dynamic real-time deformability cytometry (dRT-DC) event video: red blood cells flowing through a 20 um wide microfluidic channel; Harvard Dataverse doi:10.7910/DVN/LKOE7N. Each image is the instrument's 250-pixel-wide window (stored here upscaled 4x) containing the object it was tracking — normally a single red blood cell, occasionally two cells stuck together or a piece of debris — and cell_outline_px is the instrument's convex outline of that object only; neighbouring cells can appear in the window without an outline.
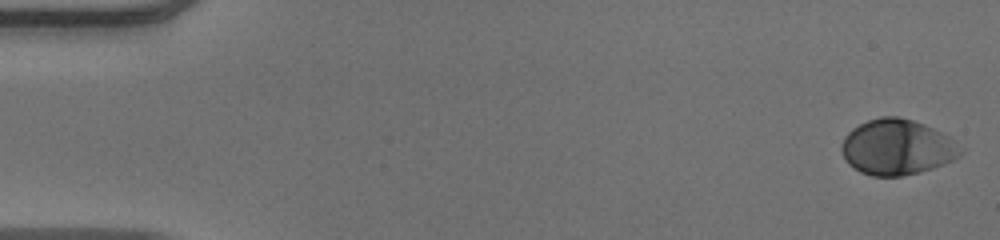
{"species": "human", "species_latin": "Homo sapiens", "temperature_condition": "warm", "stored_images_in_passage": 52, "camera_frame_rate_fps": 3000, "um_per_image_px": 0.085, "donor": {"sex": "male"}, "frame": {"image": 1, "passage_image": 1, "time_ms": 0.0, "image_size_px": [1000, 240], "cell_outline_px": [[964, 152], [960, 156], [952, 160], [932, 168], [920, 172], [900, 176], [872, 176], [860, 172], [848, 164], [844, 160], [840, 148], [840, 144], [844, 136], [852, 128], [868, 120], [880, 116], [896, 116], [912, 120], [924, 124], [948, 136]], "centroid_in_image_um": [76.19, 12.51], "position_along_channel_um": 8.8, "area_um2": 38.49}}
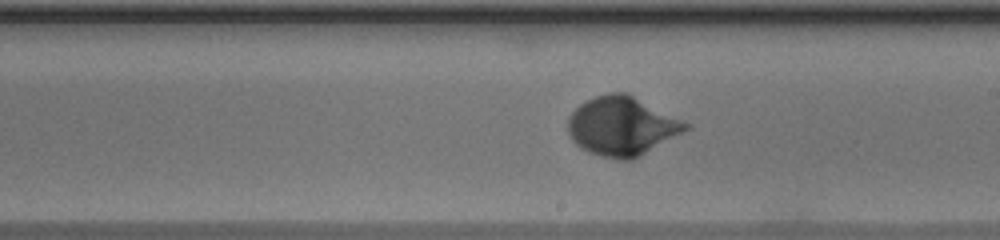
{"frame": {"image": 2, "passage_image": 30, "time_ms": 9.667, "image_size_px": [1000, 240], "cell_outline_px": [[688, 128], [640, 156], [632, 160], [616, 160], [600, 156], [580, 148], [572, 140], [568, 132], [568, 116], [580, 104], [596, 96], [608, 92], [628, 92], [688, 124]], "centroid_in_image_um": [52.8, 10.72], "position_along_channel_um": 236.2, "area_um2": 40.0}}
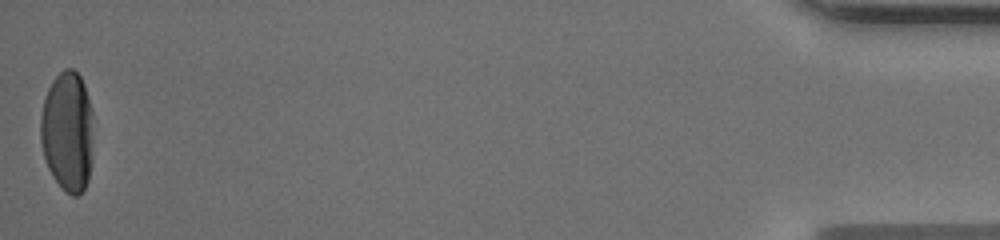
{"frame": {"image": 3, "passage_image": 52, "time_ms": 17.0, "image_size_px": [1000, 240], "cell_outline_px": [[92, 160], [88, 180], [84, 188], [76, 196], [72, 196], [52, 176], [48, 168], [44, 156], [40, 140], [40, 116], [44, 96], [52, 80], [64, 68], [72, 68], [80, 76], [84, 84], [92, 108]], "centroid_in_image_um": [5.73, 11.14], "position_along_channel_um": 429.5, "area_um2": 37.28}, "authors_computed_cell_mechanics": {"area_um2": 37.1943, "velocity_mm_per_s": 3.9141, "shape_relaxation_time_tau1_ms": 2.6869, "shape_relaxation_time_tau2_ms": null, "deformation_change_tau1": 0.1742, "deformation_change_tau2": null}}